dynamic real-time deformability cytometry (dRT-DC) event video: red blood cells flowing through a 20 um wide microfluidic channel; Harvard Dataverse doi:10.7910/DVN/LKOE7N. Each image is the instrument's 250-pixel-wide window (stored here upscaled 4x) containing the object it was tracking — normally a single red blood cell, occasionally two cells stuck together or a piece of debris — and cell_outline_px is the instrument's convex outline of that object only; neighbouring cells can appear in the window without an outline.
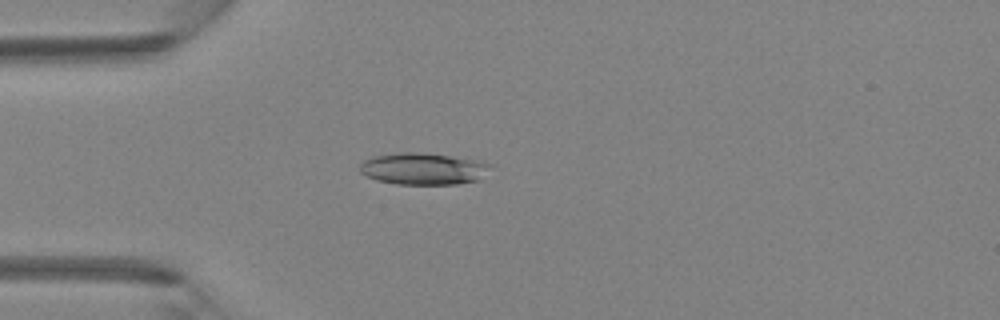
{"species": "Egyptian fruit bat (a non-hibernating species)", "species_latin": "Rousettus aegyptiacus", "temperature_condition": "room temperature", "stored_images_in_passage": 3, "camera_frame_rate_fps": 3000, "um_per_image_px": 0.085, "animal": {"sex": "female"}, "frame": {"image": 1, "passage_image": 3, "time_ms": 0.667, "image_size_px": [1000, 320], "cell_outline_px": [[492, 164], [476, 180], [456, 184], [396, 184], [376, 180], [360, 172], [360, 164], [364, 160], [372, 156], [404, 152], [412, 152], [448, 156], [476, 160]], "centroid_in_image_um": [35.89, 14.35], "position_along_channel_um": 49.1, "area_um2": 23.64}}